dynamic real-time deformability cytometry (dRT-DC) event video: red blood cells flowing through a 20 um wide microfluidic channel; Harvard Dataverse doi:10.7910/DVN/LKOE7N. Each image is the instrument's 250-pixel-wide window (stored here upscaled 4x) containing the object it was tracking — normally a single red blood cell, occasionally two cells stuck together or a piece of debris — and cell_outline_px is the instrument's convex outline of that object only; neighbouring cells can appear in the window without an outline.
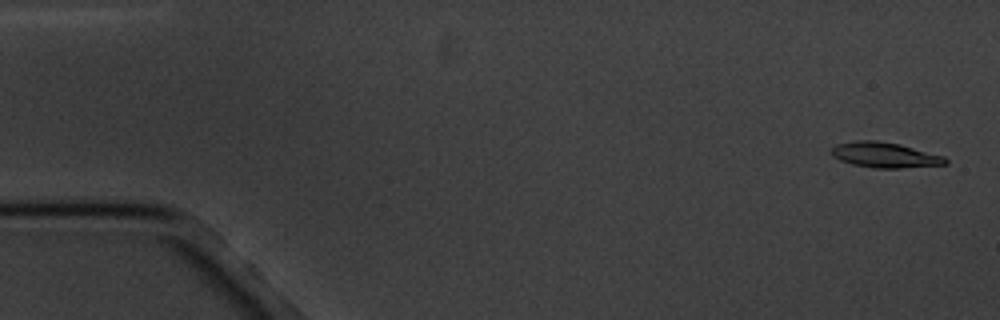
{"species": "common noctule bat (a hibernating species)", "species_latin": "Nyctalus noctula", "temperature_condition": "cold", "stored_images_in_passage": 3, "camera_frame_rate_fps": 3000, "um_per_image_px": 0.085, "animal": {"sex": "male", "body_mass_g": 20.1, "forearm_length_mm": 53.5}, "frame": {"image": 1, "passage_image": 1, "time_ms": 0.0, "image_size_px": [1000, 320], "cell_outline_px": [[948, 164], [900, 168], [876, 168], [852, 164], [840, 160], [832, 156], [832, 148], [836, 144], [856, 140], [876, 140], [900, 144], [944, 156], [948, 160]], "centroid_in_image_um": [75.21, 13.17], "position_along_channel_um": 9.8, "area_um2": 16.82}}